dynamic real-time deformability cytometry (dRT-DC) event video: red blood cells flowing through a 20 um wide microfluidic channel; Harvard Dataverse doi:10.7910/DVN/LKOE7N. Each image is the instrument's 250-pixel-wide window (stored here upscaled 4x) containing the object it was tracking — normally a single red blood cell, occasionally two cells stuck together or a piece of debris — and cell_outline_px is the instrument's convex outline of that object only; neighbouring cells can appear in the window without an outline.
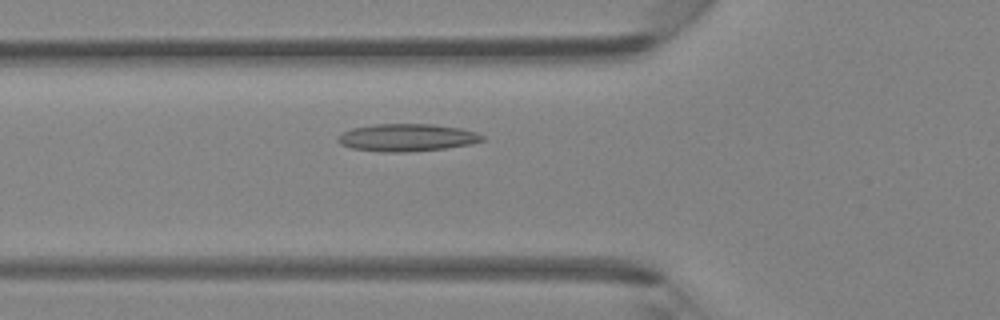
{"species": "Egyptian fruit bat (a non-hibernating species)", "species_latin": "Rousettus aegyptiacus", "temperature_condition": "room temperature", "stored_images_in_passage": 43, "camera_frame_rate_fps": 3000, "um_per_image_px": 0.085, "animal": {"sex": "female"}, "frame": {"image": 1, "passage_image": 14, "time_ms": 4.333, "image_size_px": [1000, 320], "cell_outline_px": [[484, 140], [472, 144], [444, 148], [404, 152], [384, 152], [352, 148], [340, 144], [336, 140], [344, 132], [352, 128], [376, 124], [432, 124], [460, 128], [476, 132], [484, 136]], "centroid_in_image_um": [34.61, 11.69], "position_along_channel_um": 91.2, "area_um2": 22.95}}
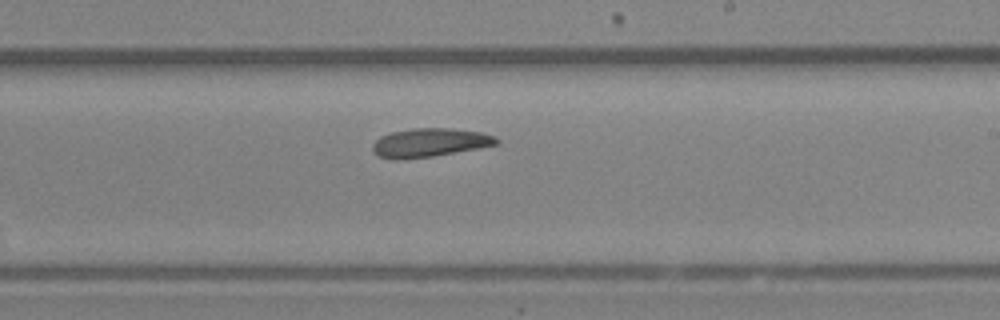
{"frame": {"image": 2, "passage_image": 25, "time_ms": 8.0, "image_size_px": [1000, 320], "cell_outline_px": [[500, 144], [432, 156], [400, 160], [396, 160], [376, 156], [372, 152], [372, 144], [380, 136], [392, 132], [412, 128], [448, 128], [480, 132], [496, 136], [500, 140]], "centroid_in_image_um": [36.49, 12.13], "position_along_channel_um": 252.5, "area_um2": 20.81}}
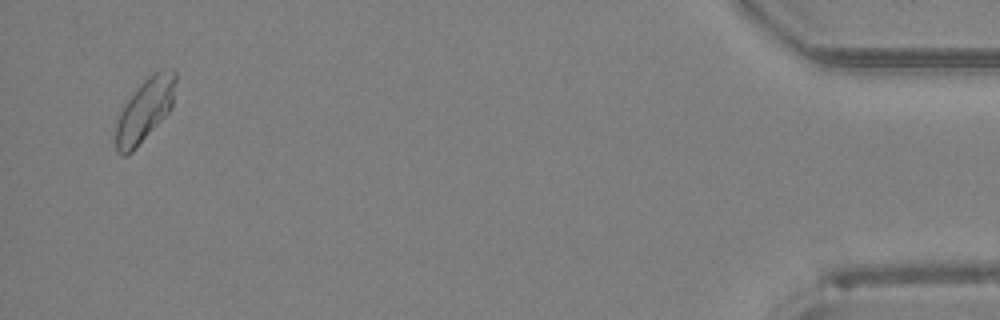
{"frame": {"image": 3, "passage_image": 42, "time_ms": 13.667, "image_size_px": [1000, 320], "cell_outline_px": [[176, 80], [172, 108], [132, 152], [124, 156], [120, 156], [116, 152], [116, 124], [120, 112], [124, 104], [140, 84], [152, 72], [172, 68], [176, 72]], "centroid_in_image_um": [12.31, 9.34], "position_along_channel_um": 422.9, "area_um2": 21.85}}